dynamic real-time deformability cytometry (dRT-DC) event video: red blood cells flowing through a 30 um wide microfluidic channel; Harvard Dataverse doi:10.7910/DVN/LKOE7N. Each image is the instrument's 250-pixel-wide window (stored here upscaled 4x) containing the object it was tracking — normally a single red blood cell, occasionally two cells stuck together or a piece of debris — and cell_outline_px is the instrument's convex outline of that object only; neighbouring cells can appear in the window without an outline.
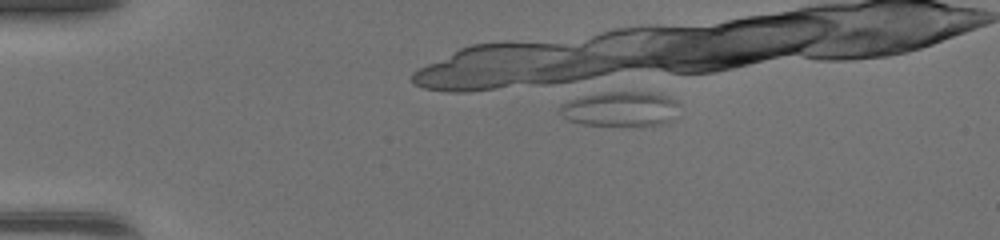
{"species": "common noctule bat (a hibernating species)", "species_latin": "Nyctalus noctula", "temperature_condition": "warm", "stored_images_in_passage": 6, "camera_frame_rate_fps": 3000, "um_per_image_px": 0.085, "animal": {"sex": "female", "body_mass_g": 17.0, "forearm_length_mm": 48.0}, "frame": {"image": 1, "passage_image": 6, "time_ms": 1.667, "image_size_px": [1000, 240], "cell_outline_px": [[676, 104], [668, 120], [660, 124], [584, 124], [568, 120], [556, 108], [560, 104], [592, 92], [648, 92], [668, 96], [676, 100]], "centroid_in_image_um": [52.6, 9.21], "position_along_channel_um": 32.4, "area_um2": 23.41}}